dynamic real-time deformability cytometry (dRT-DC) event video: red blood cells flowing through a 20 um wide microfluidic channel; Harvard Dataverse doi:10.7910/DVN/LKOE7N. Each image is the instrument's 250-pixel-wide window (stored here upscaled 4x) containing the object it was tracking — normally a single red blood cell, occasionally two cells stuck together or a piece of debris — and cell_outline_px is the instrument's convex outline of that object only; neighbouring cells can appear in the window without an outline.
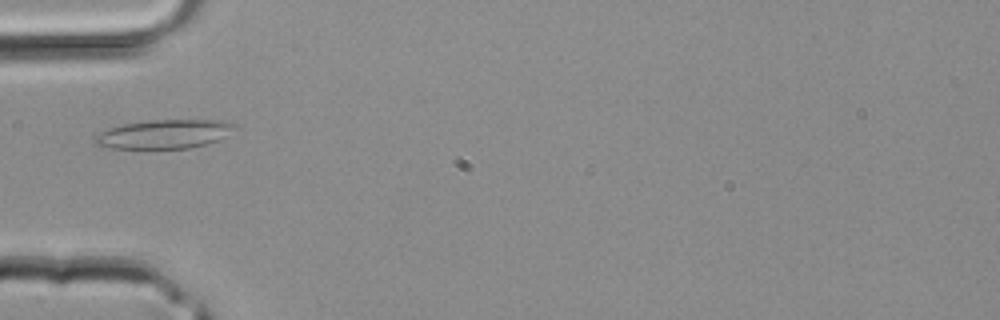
{"species": "common noctule bat (a hibernating species)", "species_latin": "Nyctalus noctula", "temperature_condition": "room temperature", "stored_images_in_passage": 30, "camera_frame_rate_fps": 3000, "um_per_image_px": 0.085, "animal": {"sex": "male", "body_mass_g": 20.4}, "frame": {"image": 1, "passage_image": 4, "time_ms": 1.0, "image_size_px": [1000, 320], "cell_outline_px": [[236, 128], [220, 140], [208, 144], [188, 148], [112, 148], [96, 144], [96, 136], [100, 132], [108, 128], [124, 124], [152, 120], [224, 120], [236, 124]], "centroid_in_image_um": [14.03, 11.39], "position_along_channel_um": 71.0, "area_um2": 23.41}}
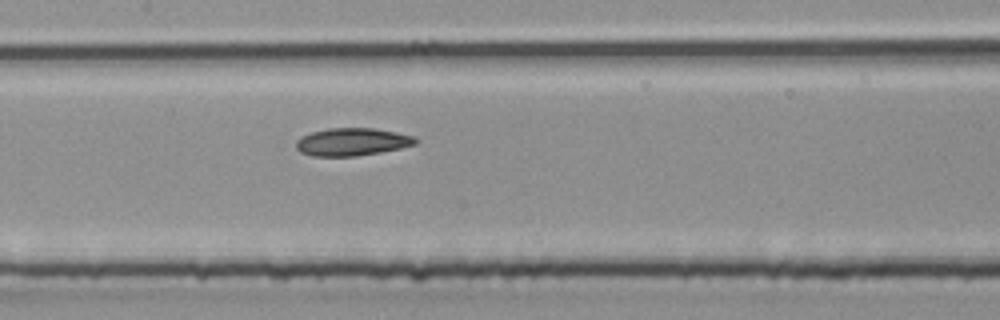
{"frame": {"image": 2, "passage_image": 10, "time_ms": 3.0, "image_size_px": [1000, 320], "cell_outline_px": [[420, 140], [416, 144], [400, 148], [380, 152], [356, 156], [312, 156], [300, 152], [296, 148], [296, 140], [300, 136], [312, 132], [328, 128], [372, 128], [396, 132], [416, 136]], "centroid_in_image_um": [29.94, 12.05], "position_along_channel_um": 177.5, "area_um2": 19.42}}
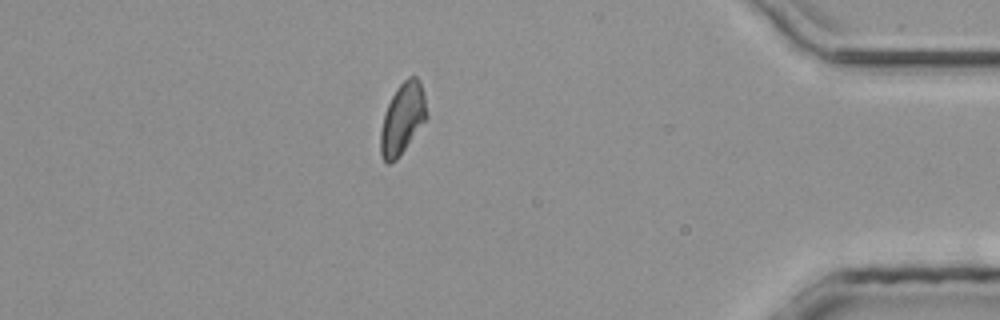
{"frame": {"image": 3, "passage_image": 25, "time_ms": 8.0, "image_size_px": [1000, 320], "cell_outline_px": [[428, 116], [396, 160], [388, 164], [384, 160], [380, 152], [380, 132], [384, 112], [396, 88], [408, 76], [416, 76], [420, 80], [424, 96]], "centroid_in_image_um": [34.2, 10.06], "position_along_channel_um": 401.0, "area_um2": 18.9}}